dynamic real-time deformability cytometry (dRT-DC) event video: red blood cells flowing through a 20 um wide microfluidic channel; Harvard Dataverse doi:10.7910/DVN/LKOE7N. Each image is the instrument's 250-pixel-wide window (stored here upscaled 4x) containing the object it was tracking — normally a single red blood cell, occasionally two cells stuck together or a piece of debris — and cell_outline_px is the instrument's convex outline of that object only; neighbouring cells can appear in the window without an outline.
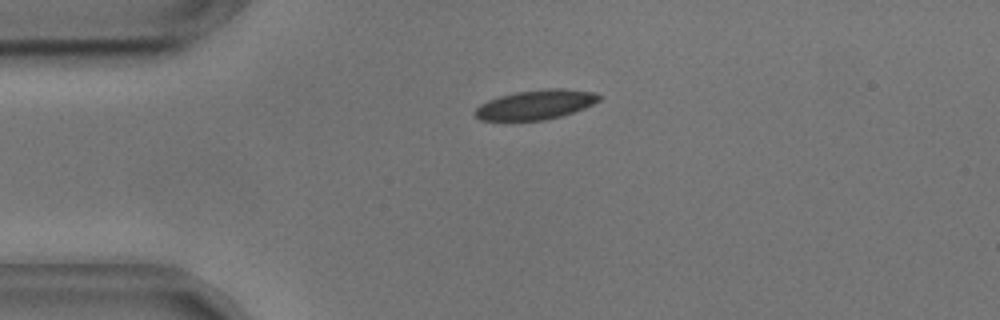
{"species": "common noctule bat (a hibernating species)", "species_latin": "Nyctalus noctula", "temperature_condition": "cold", "stored_images_in_passage": 9, "camera_frame_rate_fps": 3000, "um_per_image_px": 0.085, "animal": {"sex": "male", "body_mass_g": 17.9, "forearm_length_mm": 54.2}, "frame": {"image": 1, "passage_image": 3, "time_ms": 0.667, "image_size_px": [1000, 320], "cell_outline_px": [[600, 100], [584, 108], [560, 116], [544, 120], [480, 120], [476, 116], [476, 108], [480, 104], [488, 100], [500, 96], [516, 92], [548, 88], [564, 88], [596, 92], [600, 96]], "centroid_in_image_um": [45.56, 8.88], "position_along_channel_um": 39.4, "area_um2": 21.15}}